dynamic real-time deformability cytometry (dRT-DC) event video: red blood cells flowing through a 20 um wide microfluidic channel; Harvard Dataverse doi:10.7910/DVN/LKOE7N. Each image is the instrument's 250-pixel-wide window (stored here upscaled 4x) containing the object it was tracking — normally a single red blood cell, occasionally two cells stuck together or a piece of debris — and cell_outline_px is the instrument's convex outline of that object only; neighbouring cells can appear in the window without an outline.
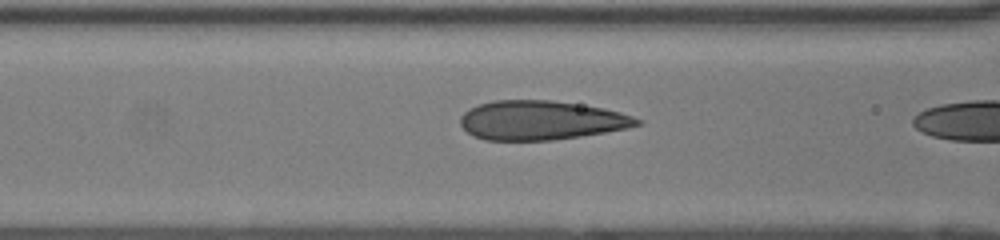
{"species": "human", "species_latin": "Homo sapiens", "temperature_condition": "room temperature", "stored_images_in_passage": 22, "camera_frame_rate_fps": 3000, "um_per_image_px": 0.085, "donor": {"sex": "female"}, "frame": {"image": 1, "passage_image": 21, "time_ms": 6.667, "image_size_px": [1000, 240], "cell_outline_px": [[644, 124], [628, 128], [580, 136], [552, 140], [484, 140], [472, 136], [460, 124], [460, 116], [464, 112], [480, 104], [492, 100], [552, 100], [604, 108], [620, 112], [644, 120]], "centroid_in_image_um": [46.01, 10.22], "position_along_channel_um": 120.6, "area_um2": 40.4}}